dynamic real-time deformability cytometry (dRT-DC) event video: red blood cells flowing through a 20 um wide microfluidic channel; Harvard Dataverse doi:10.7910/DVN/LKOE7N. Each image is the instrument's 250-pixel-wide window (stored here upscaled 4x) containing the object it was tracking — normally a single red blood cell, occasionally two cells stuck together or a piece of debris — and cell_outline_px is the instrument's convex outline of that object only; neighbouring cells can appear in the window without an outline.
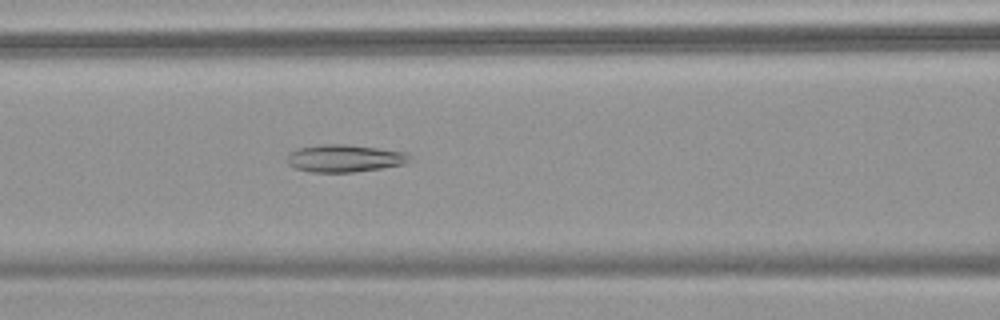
{"species": "common noctule bat (a hibernating species)", "species_latin": "Nyctalus noctula", "temperature_condition": "warm", "stored_images_in_passage": 56, "camera_frame_rate_fps": 3000, "um_per_image_px": 0.085, "animal": {"sex": "female", "body_mass_g": 18.4}, "frame": {"image": 1, "passage_image": 25, "time_ms": 8.0, "image_size_px": [1000, 320], "cell_outline_px": [[412, 160], [404, 164], [380, 168], [352, 172], [308, 172], [296, 168], [288, 164], [284, 160], [288, 152], [296, 148], [320, 144], [344, 144], [376, 148], [404, 152]], "centroid_in_image_um": [29.18, 13.45], "position_along_channel_um": 137.4, "area_um2": 19.65}}
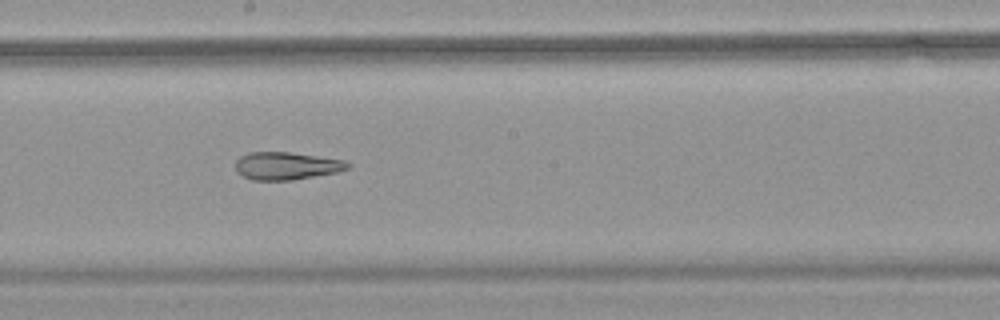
{"frame": {"image": 2, "passage_image": 32, "time_ms": 10.333, "image_size_px": [1000, 320], "cell_outline_px": [[352, 168], [336, 172], [292, 180], [252, 180], [236, 172], [236, 160], [240, 156], [248, 152], [288, 152], [344, 160], [352, 164]], "centroid_in_image_um": [24.35, 14.1], "position_along_channel_um": 223.8, "area_um2": 18.09}}
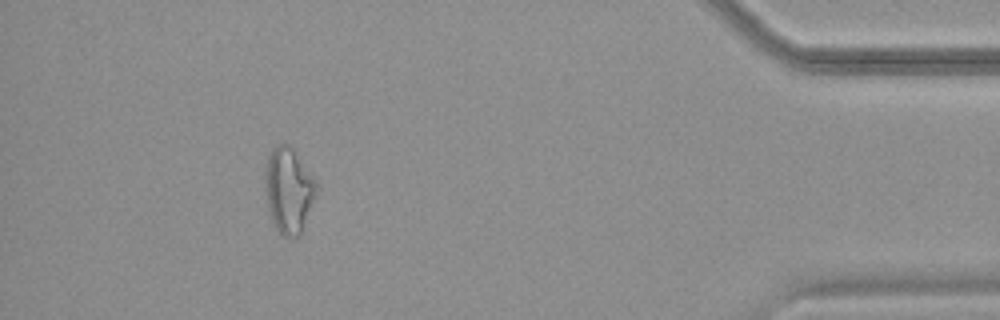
{"frame": {"image": 3, "passage_image": 51, "time_ms": 16.667, "image_size_px": [1000, 320], "cell_outline_px": [[316, 188], [300, 236], [284, 236], [272, 224], [268, 212], [264, 180], [264, 172], [268, 156], [272, 148], [276, 144], [288, 144], [292, 148], [316, 180]], "centroid_in_image_um": [24.48, 16.15], "position_along_channel_um": 410.7, "area_um2": 25.2}, "authors_computed_cell_mechanics": {"area_um2": 24.6228, "velocity_mm_per_s": 3.7304, "shape_relaxation_time_tau1_ms": null, "shape_relaxation_time_tau2_ms": 4.6812, "deformation_change_tau1": null, "deformation_change_tau2": 0.1436}}